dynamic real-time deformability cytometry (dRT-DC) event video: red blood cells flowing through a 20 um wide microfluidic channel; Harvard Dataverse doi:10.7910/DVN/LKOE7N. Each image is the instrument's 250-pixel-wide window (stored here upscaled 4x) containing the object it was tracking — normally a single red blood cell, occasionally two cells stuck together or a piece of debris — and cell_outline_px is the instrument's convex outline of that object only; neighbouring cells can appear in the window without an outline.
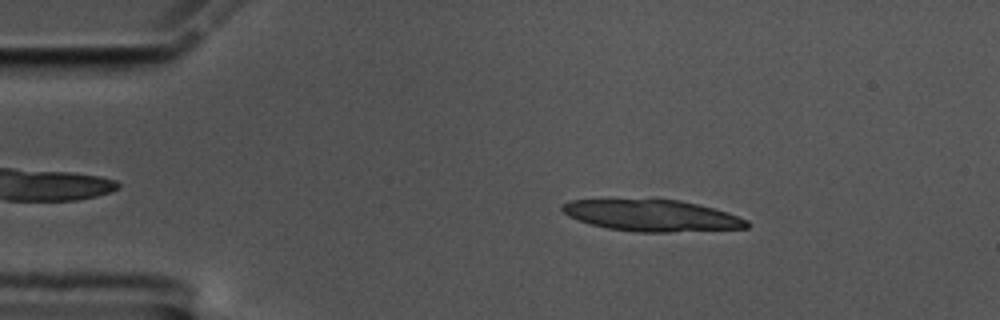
{"species": "common noctule bat (a hibernating species)", "species_latin": "Nyctalus noctula", "temperature_condition": "cold", "stored_images_in_passage": 56, "segment_of_instrument_passage": [1, 2], "camera_frame_rate_fps": 3000, "um_per_image_px": 0.085, "animal": {"sex": "male", "body_mass_g": 17.5, "forearm_length_mm": 52.3}, "frame": {"image": 1, "passage_image": 9, "time_ms": 2.667, "image_size_px": [1000, 320], "cell_outline_px": [[748, 228], [668, 232], [636, 232], [608, 228], [592, 224], [568, 216], [560, 208], [560, 204], [572, 200], [680, 200], [712, 208], [748, 220]], "centroid_in_image_um": [55.39, 18.33], "position_along_channel_um": 29.6, "area_um2": 33.23}}